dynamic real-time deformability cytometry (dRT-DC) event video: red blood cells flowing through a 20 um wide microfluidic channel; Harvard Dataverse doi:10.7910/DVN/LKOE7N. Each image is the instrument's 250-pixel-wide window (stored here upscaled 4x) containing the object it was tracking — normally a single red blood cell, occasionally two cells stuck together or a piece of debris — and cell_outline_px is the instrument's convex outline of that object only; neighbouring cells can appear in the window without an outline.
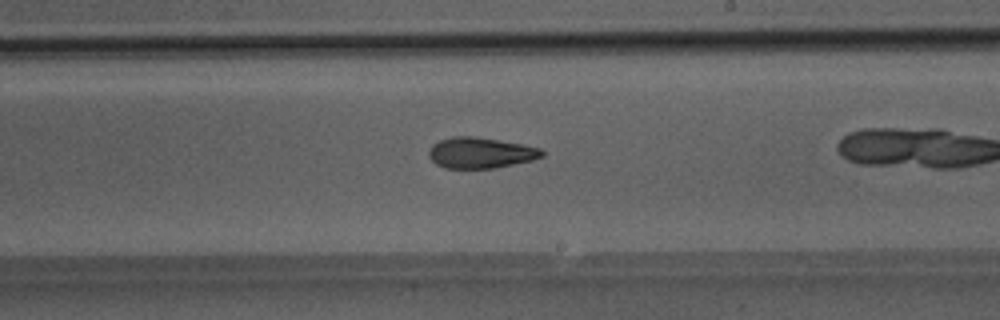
{"species": "Egyptian fruit bat (a non-hibernating species)", "species_latin": "Rousettus aegyptiacus", "temperature_condition": "room temperature", "stored_images_in_passage": 24, "camera_frame_rate_fps": 3000, "um_per_image_px": 0.085, "animal": {"sex": "male"}, "frame": {"image": 1, "passage_image": 14, "time_ms": 4.333, "image_size_px": [1000, 320], "cell_outline_px": [[544, 156], [532, 160], [496, 168], [444, 168], [436, 164], [428, 156], [428, 152], [432, 144], [440, 140], [452, 136], [472, 136], [520, 144], [540, 148], [544, 152]], "centroid_in_image_um": [40.81, 13.0], "position_along_channel_um": 248.2, "area_um2": 20.23}}